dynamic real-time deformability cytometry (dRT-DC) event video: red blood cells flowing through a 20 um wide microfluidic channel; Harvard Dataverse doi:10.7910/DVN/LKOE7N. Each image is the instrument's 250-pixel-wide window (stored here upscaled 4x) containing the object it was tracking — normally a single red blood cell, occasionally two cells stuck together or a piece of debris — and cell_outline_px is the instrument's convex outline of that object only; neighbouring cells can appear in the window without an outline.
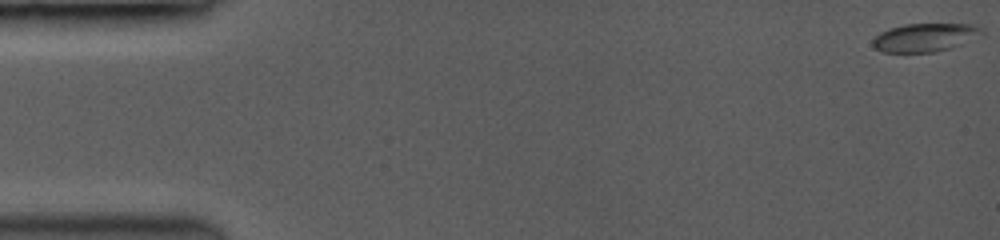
{"species": "common noctule bat (a hibernating species)", "species_latin": "Nyctalus noctula", "temperature_condition": "room temperature", "stored_images_in_passage": 29, "camera_frame_rate_fps": 3500, "um_per_image_px": 0.085, "animal": {"sex": "female", "body_mass_g": 19.0, "forearm_length_mm": 53.3}, "frame": {"image": 1, "passage_image": 1, "time_ms": 0.0, "image_size_px": [1000, 240], "cell_outline_px": [[976, 28], [948, 48], [932, 52], [884, 52], [876, 48], [872, 44], [872, 40], [880, 32], [892, 28], [908, 24], [968, 24]], "centroid_in_image_um": [78.26, 3.19], "position_along_channel_um": 6.7, "area_um2": 16.13}}
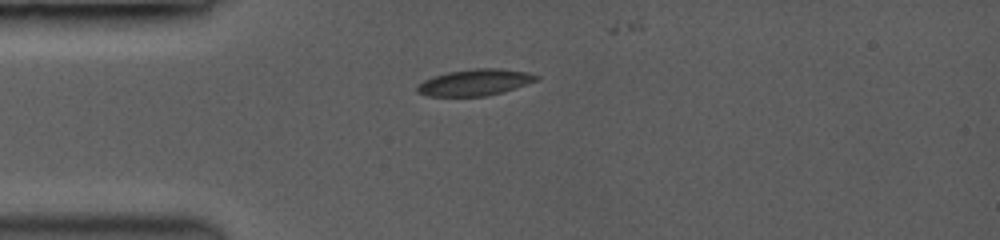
{"frame": {"image": 2, "passage_image": 16, "time_ms": 4.286, "image_size_px": [1000, 240], "cell_outline_px": [[540, 76], [536, 80], [500, 92], [484, 96], [428, 96], [416, 92], [416, 88], [424, 80], [448, 72], [480, 68], [492, 68], [524, 72]], "centroid_in_image_um": [40.3, 7.01], "position_along_channel_um": 44.7, "area_um2": 17.63}}
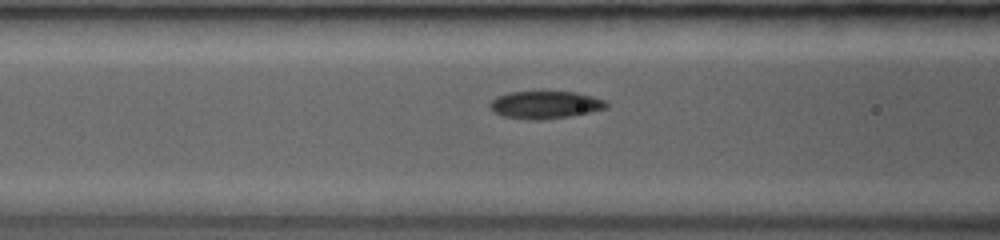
{"frame": {"image": 3, "passage_image": 24, "time_ms": 6.571, "image_size_px": [1000, 240], "cell_outline_px": [[608, 104], [604, 108], [588, 112], [568, 116], [536, 120], [504, 116], [496, 112], [488, 104], [492, 100], [500, 96], [512, 92], [576, 92], [604, 100]], "centroid_in_image_um": [46.34, 8.9], "position_along_channel_um": 120.3, "area_um2": 17.98}}